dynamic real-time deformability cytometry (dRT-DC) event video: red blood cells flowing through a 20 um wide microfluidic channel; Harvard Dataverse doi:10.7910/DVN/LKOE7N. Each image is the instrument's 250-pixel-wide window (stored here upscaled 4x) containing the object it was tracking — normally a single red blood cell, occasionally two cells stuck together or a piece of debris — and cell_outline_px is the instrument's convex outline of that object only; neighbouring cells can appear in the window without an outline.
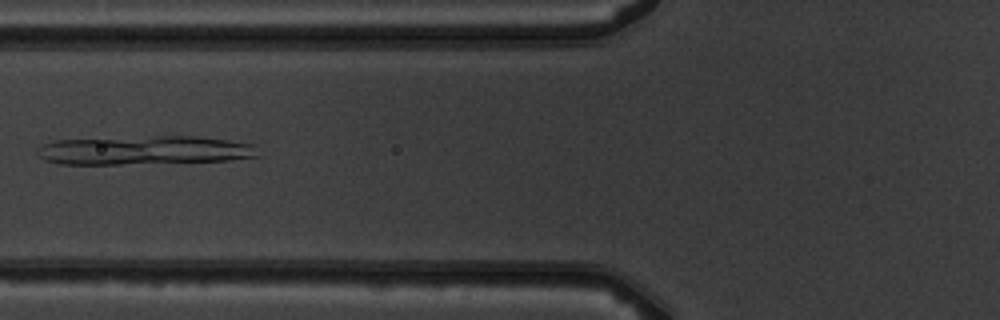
{"species": "common noctule bat (a hibernating species)", "species_latin": "Nyctalus noctula", "temperature_condition": "warm", "stored_images_in_passage": 7, "camera_frame_rate_fps": 3000, "um_per_image_px": 0.085, "animal": {"sex": "male", "body_mass_g": 19.5, "forearm_length_mm": 54.6}, "frame": {"image": 1, "passage_image": 6, "time_ms": 5.667, "image_size_px": [1000, 320], "cell_outline_px": [[260, 156], [228, 160], [120, 164], [60, 164], [44, 160], [36, 152], [36, 148], [44, 144], [56, 140], [152, 136], [200, 136], [228, 140], [252, 144]], "centroid_in_image_um": [12.24, 12.77], "position_along_channel_um": 113.6, "area_um2": 36.93}}